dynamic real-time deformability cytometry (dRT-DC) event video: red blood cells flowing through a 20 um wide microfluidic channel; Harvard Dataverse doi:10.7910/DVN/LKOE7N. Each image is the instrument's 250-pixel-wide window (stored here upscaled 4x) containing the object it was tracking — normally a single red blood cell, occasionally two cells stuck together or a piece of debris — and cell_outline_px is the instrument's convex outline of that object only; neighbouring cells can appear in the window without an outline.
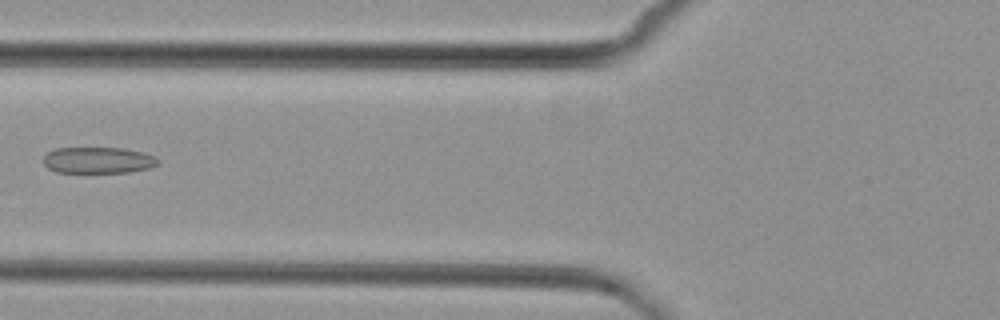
{"species": "common noctule bat (a hibernating species)", "species_latin": "Nyctalus noctula", "temperature_condition": "cold", "stored_images_in_passage": 6, "camera_frame_rate_fps": 3000, "um_per_image_px": 0.085, "animal": {"sex": "female", "body_mass_g": 29.2, "forearm_length_mm": 56.3}, "frame": {"image": 1, "passage_image": 5, "time_ms": 5.667, "image_size_px": [1000, 320], "cell_outline_px": [[160, 164], [148, 168], [128, 172], [56, 172], [48, 168], [44, 164], [44, 156], [48, 152], [56, 148], [124, 148], [144, 152], [156, 156], [160, 160]], "centroid_in_image_um": [8.38, 13.61], "position_along_channel_um": 117.4, "area_um2": 17.63}}
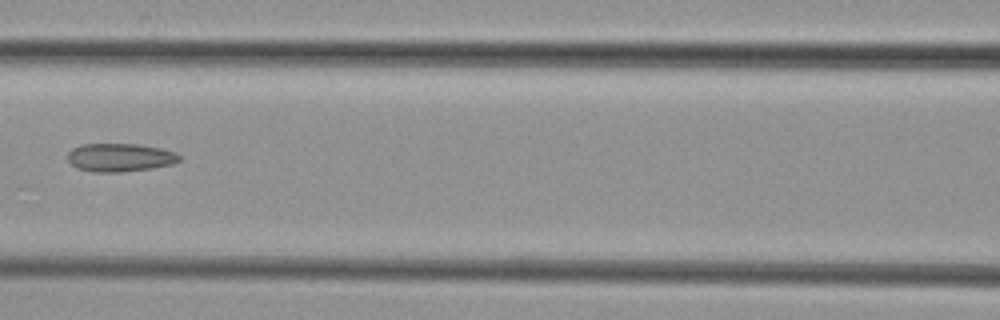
{"frame": {"image": 2, "passage_image": 6, "time_ms": 6.667, "image_size_px": [1000, 320], "cell_outline_px": [[180, 160], [172, 164], [152, 168], [120, 172], [92, 172], [76, 168], [68, 160], [68, 152], [72, 148], [80, 144], [140, 144], [160, 148], [176, 152], [180, 156]], "centroid_in_image_um": [10.18, 13.38], "position_along_channel_um": 156.4, "area_um2": 18.5}}